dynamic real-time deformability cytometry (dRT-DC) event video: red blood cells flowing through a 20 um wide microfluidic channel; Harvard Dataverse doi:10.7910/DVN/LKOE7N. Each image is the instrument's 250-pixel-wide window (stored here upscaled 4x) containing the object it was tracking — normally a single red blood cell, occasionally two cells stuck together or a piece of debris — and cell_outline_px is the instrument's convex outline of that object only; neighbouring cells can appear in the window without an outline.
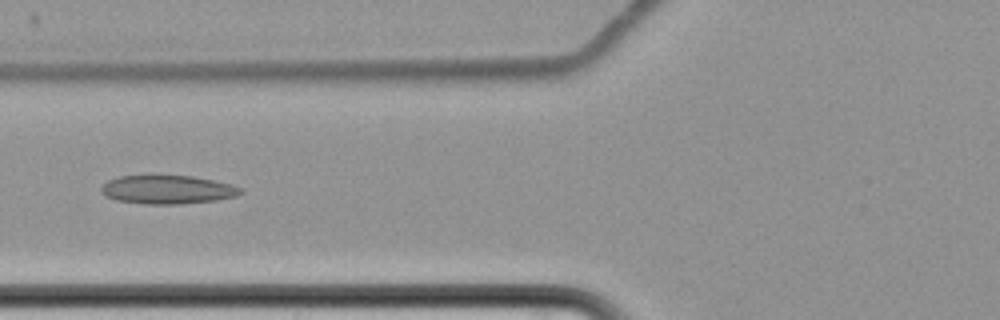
{"species": "common noctule bat (a hibernating species)", "species_latin": "Nyctalus noctula", "temperature_condition": "cold", "stored_images_in_passage": 9, "camera_frame_rate_fps": 3000, "um_per_image_px": 0.085, "animal": {"sex": "female", "body_mass_g": 22.7, "forearm_length_mm": 54.2}, "frame": {"image": 1, "passage_image": 8, "time_ms": 8.667, "image_size_px": [1000, 320], "cell_outline_px": [[244, 192], [236, 196], [216, 200], [180, 204], [144, 204], [116, 200], [100, 192], [100, 188], [108, 180], [120, 176], [152, 172], [192, 176], [232, 184], [244, 188]], "centroid_in_image_um": [14.23, 16.07], "position_along_channel_um": 111.6, "area_um2": 24.22}}
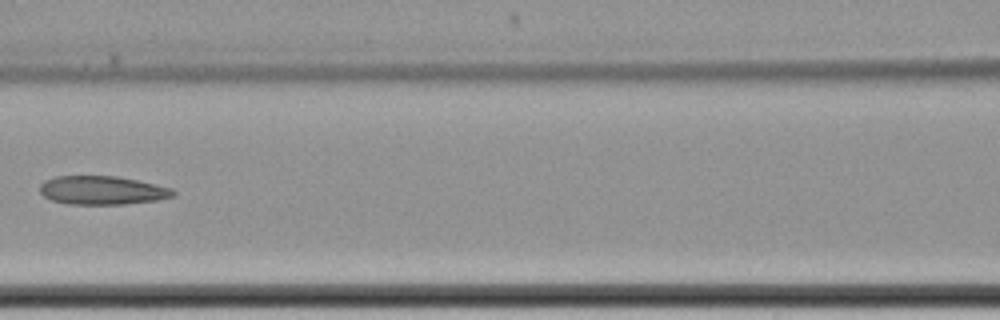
{"frame": {"image": 2, "passage_image": 9, "time_ms": 10.0, "image_size_px": [1000, 320], "cell_outline_px": [[176, 196], [156, 200], [124, 204], [68, 204], [52, 200], [44, 196], [40, 192], [40, 184], [44, 180], [56, 176], [116, 176], [140, 180], [172, 188], [176, 192]], "centroid_in_image_um": [8.71, 16.17], "position_along_channel_um": 157.9, "area_um2": 22.37}}